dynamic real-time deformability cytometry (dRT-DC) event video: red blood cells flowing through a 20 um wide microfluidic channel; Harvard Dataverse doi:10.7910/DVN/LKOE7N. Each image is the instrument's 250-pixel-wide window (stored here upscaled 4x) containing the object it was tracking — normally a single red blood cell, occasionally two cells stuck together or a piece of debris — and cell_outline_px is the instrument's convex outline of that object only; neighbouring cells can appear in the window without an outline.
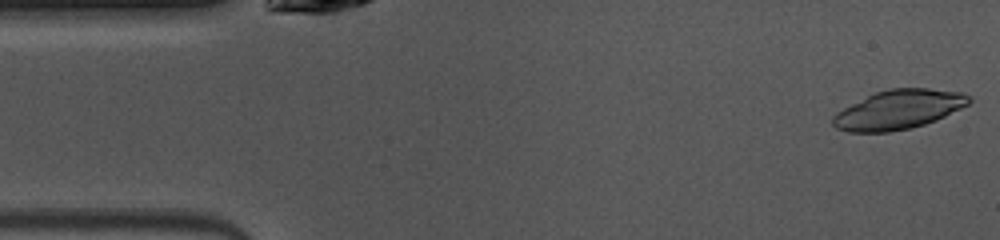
{"species": "common noctule bat (a hibernating species)", "species_latin": "Nyctalus noctula", "temperature_condition": "warm", "stored_images_in_passage": 47, "camera_frame_rate_fps": 3000, "um_per_image_px": 0.085, "animal": {"sex": "female", "body_mass_g": 10.0, "forearm_length_mm": 53.1}, "frame": {"image": 1, "passage_image": 1, "time_ms": 0.0, "image_size_px": [1000, 240], "cell_outline_px": [[972, 100], [968, 104], [936, 120], [912, 128], [888, 132], [848, 132], [836, 128], [832, 124], [832, 116], [836, 112], [876, 92], [888, 88], [928, 88], [964, 92]], "centroid_in_image_um": [76.37, 9.32], "position_along_channel_um": 8.6, "area_um2": 30.98}}